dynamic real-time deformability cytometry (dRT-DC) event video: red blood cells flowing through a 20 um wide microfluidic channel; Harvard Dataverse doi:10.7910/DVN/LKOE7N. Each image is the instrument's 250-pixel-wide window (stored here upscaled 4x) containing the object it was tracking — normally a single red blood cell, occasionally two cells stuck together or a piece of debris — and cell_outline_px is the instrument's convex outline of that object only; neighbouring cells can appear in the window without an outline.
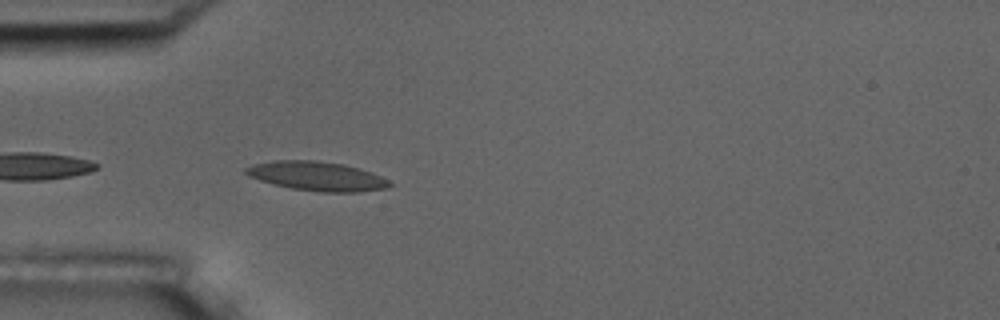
{"species": "common noctule bat (a hibernating species)", "species_latin": "Nyctalus noctula", "temperature_condition": "room temperature", "stored_images_in_passage": 5, "camera_frame_rate_fps": 3000, "um_per_image_px": 0.085, "animal": {"sex": "male", "body_mass_g": 17.5, "forearm_length_mm": 52.3}, "frame": {"image": 1, "passage_image": 5, "time_ms": 4.667, "image_size_px": [1000, 320], "cell_outline_px": [[392, 184], [388, 188], [356, 192], [320, 192], [292, 188], [260, 180], [248, 176], [244, 172], [244, 168], [252, 164], [272, 160], [316, 160], [344, 164], [372, 172], [388, 180]], "centroid_in_image_um": [26.92, 14.96], "position_along_channel_um": 58.1, "area_um2": 24.45}}